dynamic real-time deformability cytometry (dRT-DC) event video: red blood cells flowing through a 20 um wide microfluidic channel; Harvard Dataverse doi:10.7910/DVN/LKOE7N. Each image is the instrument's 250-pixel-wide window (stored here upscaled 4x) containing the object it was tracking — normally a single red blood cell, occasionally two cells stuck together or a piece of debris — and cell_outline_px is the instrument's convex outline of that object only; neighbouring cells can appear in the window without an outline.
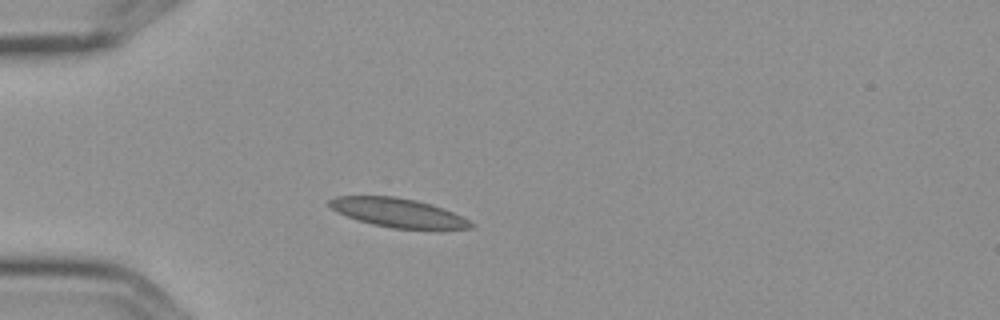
{"species": "Egyptian fruit bat (a non-hibernating species)", "species_latin": "Rousettus aegyptiacus", "temperature_condition": "cold", "stored_images_in_passage": 4, "camera_frame_rate_fps": 3000, "um_per_image_px": 0.085, "frame": {"image": 1, "passage_image": 2, "time_ms": 0.333, "image_size_px": [1000, 320], "cell_outline_px": [[476, 224], [472, 228], [440, 232], [392, 228], [372, 224], [356, 220], [336, 212], [328, 204], [328, 200], [336, 196], [392, 196], [416, 200], [432, 204], [452, 212]], "centroid_in_image_um": [33.92, 18.13], "position_along_channel_um": 51.1, "area_um2": 24.74}}
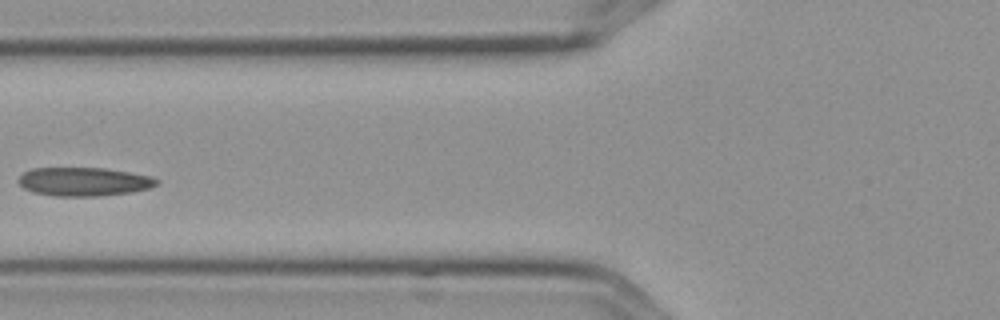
{"frame": {"image": 2, "passage_image": 4, "time_ms": 1.0, "image_size_px": [1000, 320], "cell_outline_px": [[160, 184], [148, 188], [132, 192], [100, 196], [52, 196], [32, 192], [24, 188], [16, 180], [24, 172], [32, 168], [104, 168], [152, 176], [160, 180]], "centroid_in_image_um": [7.14, 15.44], "position_along_channel_um": 118.7, "area_um2": 23.24}}